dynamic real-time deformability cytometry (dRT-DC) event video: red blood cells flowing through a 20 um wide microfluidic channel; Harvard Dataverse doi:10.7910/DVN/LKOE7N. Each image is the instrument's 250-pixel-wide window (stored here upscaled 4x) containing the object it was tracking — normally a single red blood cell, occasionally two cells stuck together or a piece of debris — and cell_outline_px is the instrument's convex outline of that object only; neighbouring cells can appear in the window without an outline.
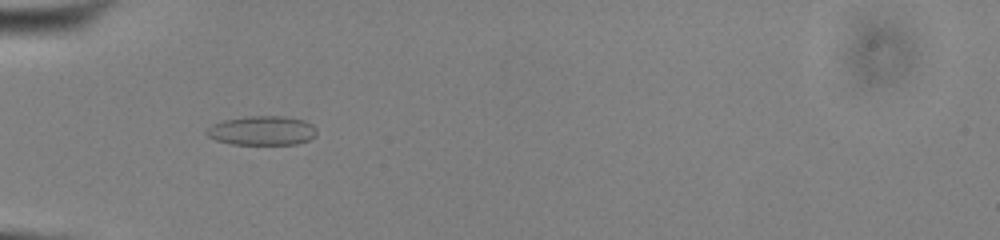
{"species": "common noctule bat (a hibernating species)", "species_latin": "Nyctalus noctula", "temperature_condition": "cold", "stored_images_in_passage": 54, "camera_frame_rate_fps": 3000, "um_per_image_px": 0.085, "animal": {"sex": "male", "body_mass_g": 13.0, "forearm_length_mm": 53.1}, "frame": {"image": 1, "passage_image": 19, "time_ms": 6.0, "image_size_px": [1000, 240], "cell_outline_px": [[316, 136], [308, 140], [296, 144], [232, 144], [216, 140], [208, 136], [204, 132], [212, 124], [224, 120], [248, 116], [284, 116], [304, 120], [312, 124], [316, 128]], "centroid_in_image_um": [22.28, 11.1], "position_along_channel_um": 62.7, "area_um2": 18.79}}
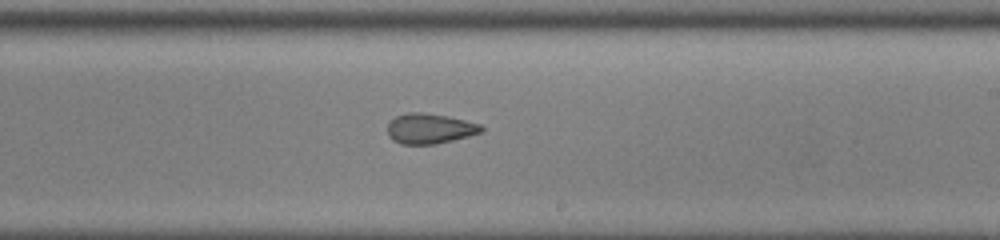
{"frame": {"image": 2, "passage_image": 34, "time_ms": 11.0, "image_size_px": [1000, 240], "cell_outline_px": [[484, 132], [436, 144], [400, 144], [392, 140], [388, 136], [388, 124], [396, 116], [408, 112], [420, 112], [444, 116], [464, 120], [480, 124], [484, 128]], "centroid_in_image_um": [36.52, 10.94], "position_along_channel_um": 252.5, "area_um2": 16.42}}
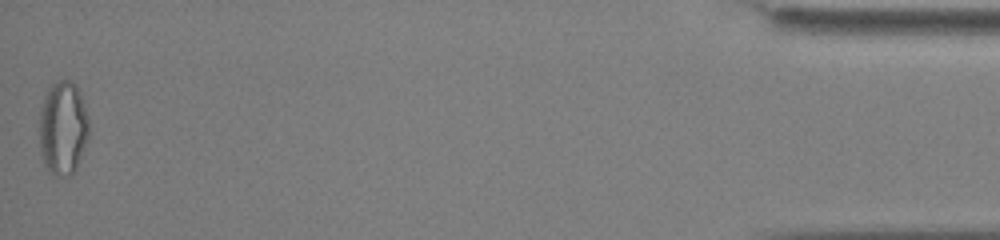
{"frame": {"image": 3, "passage_image": 54, "time_ms": 17.667, "image_size_px": [1000, 240], "cell_outline_px": [[88, 136], [76, 168], [68, 176], [56, 176], [48, 172], [40, 152], [40, 108], [44, 96], [48, 88], [52, 84], [60, 80], [72, 80], [76, 84], [80, 92], [88, 116]], "centroid_in_image_um": [5.34, 10.86], "position_along_channel_um": 429.9, "area_um2": 27.11}, "authors_computed_cell_mechanics": {"area_um2": 18.9873, "velocity_mm_per_s": 3.9214, "shape_relaxation_time_tau1_ms": null, "shape_relaxation_time_tau2_ms": 2.5508, "deformation_change_tau1": null, "deformation_change_tau2": 0.0975}}